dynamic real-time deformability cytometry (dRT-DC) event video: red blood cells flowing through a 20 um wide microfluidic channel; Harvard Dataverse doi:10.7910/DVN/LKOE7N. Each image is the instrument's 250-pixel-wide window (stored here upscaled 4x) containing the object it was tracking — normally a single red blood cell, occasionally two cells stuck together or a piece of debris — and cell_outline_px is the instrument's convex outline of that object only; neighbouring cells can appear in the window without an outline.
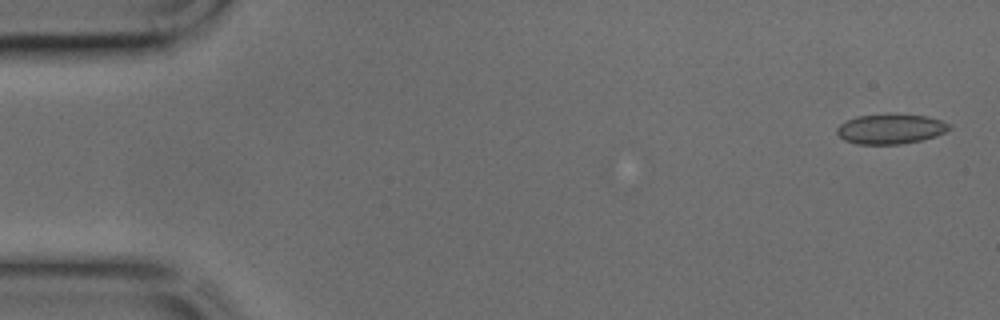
{"species": "common noctule bat (a hibernating species)", "species_latin": "Nyctalus noctula", "temperature_condition": "cold", "stored_images_in_passage": 44, "camera_frame_rate_fps": 3000, "um_per_image_px": 0.085, "animal": {"sex": "male", "body_mass_g": 17.9, "forearm_length_mm": 54.2}, "frame": {"image": 1, "passage_image": 2, "time_ms": 0.333, "image_size_px": [1000, 320], "cell_outline_px": [[952, 128], [936, 136], [920, 140], [900, 144], [856, 144], [844, 140], [836, 132], [836, 128], [840, 124], [856, 116], [928, 116], [940, 120], [948, 124]], "centroid_in_image_um": [75.68, 10.99], "position_along_channel_um": 9.3, "area_um2": 18.9}}
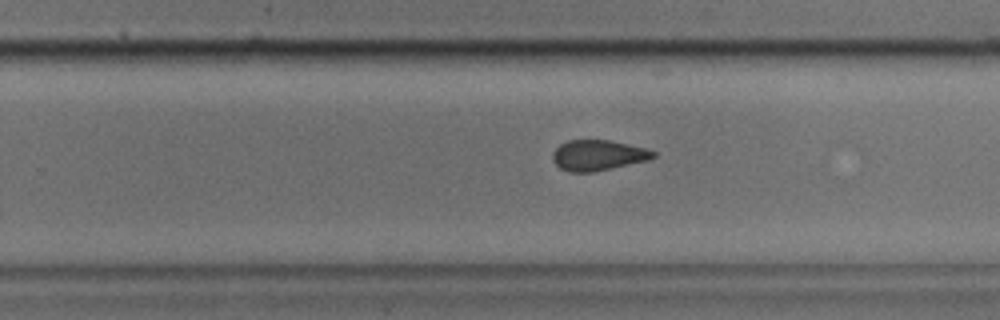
{"frame": {"image": 2, "passage_image": 28, "time_ms": 9.0, "image_size_px": [1000, 320], "cell_outline_px": [[656, 156], [648, 160], [612, 168], [592, 172], [568, 172], [560, 168], [552, 160], [552, 152], [560, 144], [568, 140], [608, 140], [628, 144], [644, 148], [656, 152]], "centroid_in_image_um": [50.8, 13.2], "position_along_channel_um": 279.0, "area_um2": 17.86}}
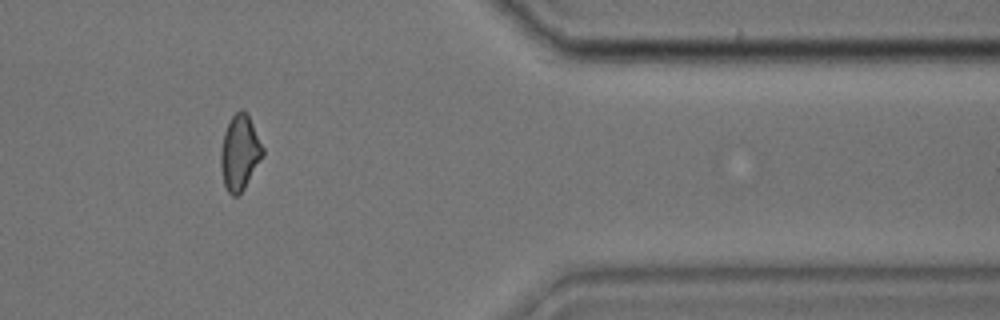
{"frame": {"image": 3, "passage_image": 37, "time_ms": 12.0, "image_size_px": [1000, 320], "cell_outline_px": [[264, 156], [244, 188], [236, 196], [232, 196], [228, 192], [224, 184], [220, 168], [220, 152], [224, 132], [232, 116], [240, 108], [244, 108], [264, 148]], "centroid_in_image_um": [20.38, 12.97], "position_along_channel_um": 391.0, "area_um2": 18.38}}